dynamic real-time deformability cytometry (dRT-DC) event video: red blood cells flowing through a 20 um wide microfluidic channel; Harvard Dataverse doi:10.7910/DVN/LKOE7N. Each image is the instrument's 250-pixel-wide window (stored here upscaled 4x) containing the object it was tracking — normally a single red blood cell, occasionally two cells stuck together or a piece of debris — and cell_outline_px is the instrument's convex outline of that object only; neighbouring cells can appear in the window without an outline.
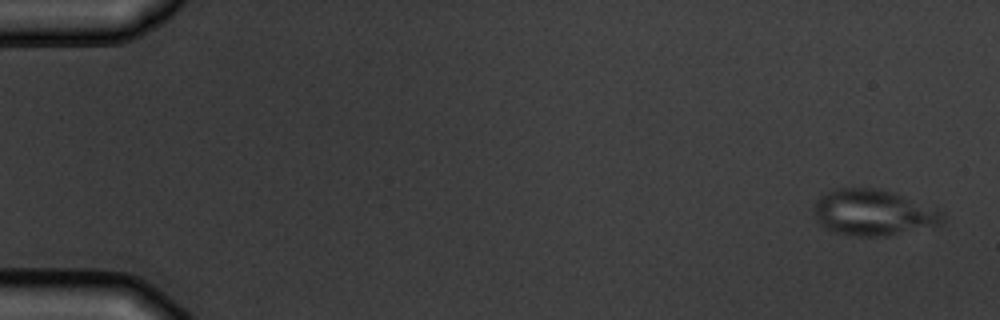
{"species": "common noctule bat (a hibernating species)", "species_latin": "Nyctalus noctula", "temperature_condition": "warm", "stored_images_in_passage": 5, "camera_frame_rate_fps": 3000, "um_per_image_px": 0.085, "animal": {"sex": "male", "body_mass_g": 19.5, "forearm_length_mm": 54.6}, "frame": {"image": 1, "passage_image": 1, "time_ms": 0.0, "image_size_px": [1000, 320], "cell_outline_px": [[944, 224], [884, 236], [856, 236], [836, 232], [824, 228], [816, 220], [816, 204], [820, 196], [832, 188], [876, 188], [936, 208], [944, 212]], "centroid_in_image_um": [74.23, 18.08], "position_along_channel_um": 10.8, "area_um2": 33.99}}